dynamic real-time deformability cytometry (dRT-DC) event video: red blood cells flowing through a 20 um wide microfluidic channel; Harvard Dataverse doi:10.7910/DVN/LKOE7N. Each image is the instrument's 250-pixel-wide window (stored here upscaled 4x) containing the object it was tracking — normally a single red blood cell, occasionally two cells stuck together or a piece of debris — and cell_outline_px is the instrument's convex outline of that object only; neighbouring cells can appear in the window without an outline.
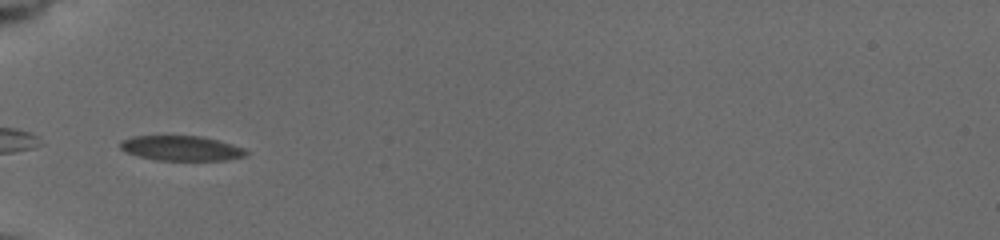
{"species": "common noctule bat (a hibernating species)", "species_latin": "Nyctalus noctula", "temperature_condition": "cold", "stored_images_in_passage": 35, "camera_frame_rate_fps": 3000, "um_per_image_px": 0.085, "animal": {"sex": "female", "body_mass_g": 19.5, "forearm_length_mm": 54.1}, "frame": {"image": 1, "passage_image": 1, "time_ms": 0.0, "image_size_px": [1000, 240], "cell_outline_px": [[248, 156], [224, 160], [156, 160], [124, 152], [120, 148], [120, 140], [132, 136], [200, 136], [232, 144], [244, 148], [248, 152]], "centroid_in_image_um": [15.4, 12.6], "position_along_channel_um": 69.6, "area_um2": 18.26}}
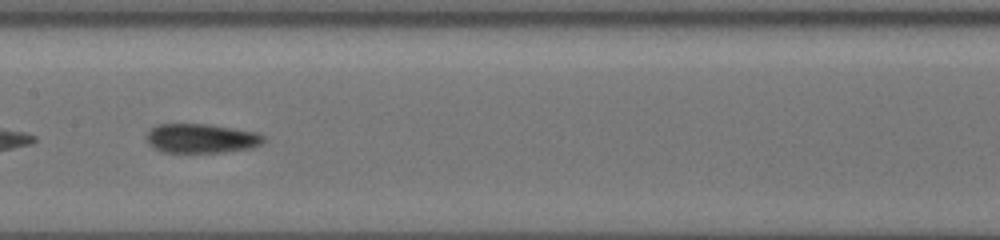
{"frame": {"image": 2, "passage_image": 11, "time_ms": 3.333, "image_size_px": [1000, 240], "cell_outline_px": [[264, 140], [260, 144], [252, 148], [220, 152], [160, 152], [148, 144], [144, 136], [156, 124], [208, 124], [260, 132], [264, 136]], "centroid_in_image_um": [17.09, 11.76], "position_along_channel_um": 190.3, "area_um2": 20.17}}
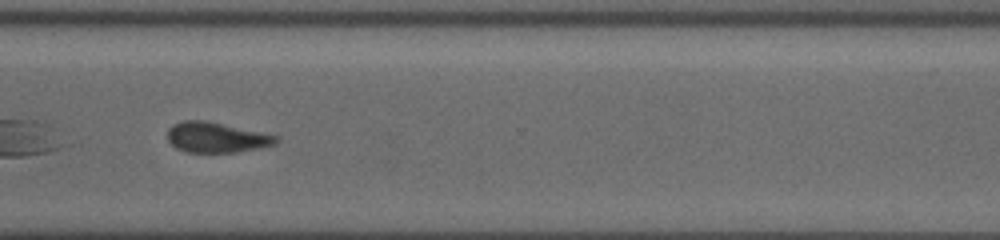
{"frame": {"image": 3, "passage_image": 24, "time_ms": 7.667, "image_size_px": [1000, 240], "cell_outline_px": [[280, 140], [276, 144], [236, 152], [188, 152], [176, 148], [168, 140], [168, 128], [172, 124], [184, 120], [204, 120], [280, 136]], "centroid_in_image_um": [18.39, 11.67], "position_along_channel_um": 352.2, "area_um2": 19.07}, "authors_computed_cell_mechanics": {"area_um2": 19.7098, "velocity_mm_per_s": 3.7413, "shape_relaxation_time_tau1_ms": 3.8871, "shape_relaxation_time_tau2_ms": 5.212, "deformation_change_tau1": 0.0941, "deformation_change_tau2": 0.0978}}